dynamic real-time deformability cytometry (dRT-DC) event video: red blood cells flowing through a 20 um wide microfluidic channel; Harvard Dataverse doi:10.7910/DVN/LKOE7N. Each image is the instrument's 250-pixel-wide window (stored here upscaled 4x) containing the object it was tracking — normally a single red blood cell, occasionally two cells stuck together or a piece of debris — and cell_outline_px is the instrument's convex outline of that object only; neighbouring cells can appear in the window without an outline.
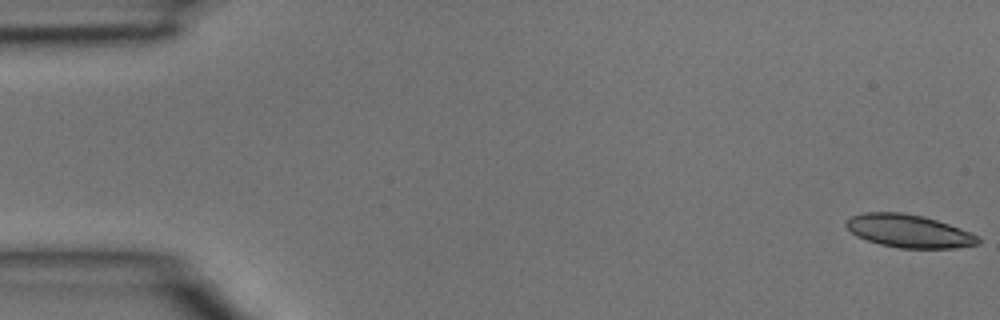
{"species": "common noctule bat (a hibernating species)", "species_latin": "Nyctalus noctula", "temperature_condition": "room temperature", "stored_images_in_passage": 2, "camera_frame_rate_fps": 3000, "um_per_image_px": 0.085, "animal": {"sex": "male", "body_mass_g": 15.6}, "frame": {"image": 1, "passage_image": 1, "time_ms": 0.0, "image_size_px": [1000, 320], "cell_outline_px": [[980, 244], [956, 248], [900, 248], [880, 244], [856, 236], [844, 224], [852, 216], [868, 212], [900, 212], [924, 216], [960, 228], [980, 236]], "centroid_in_image_um": [77.29, 19.64], "position_along_channel_um": 7.7, "area_um2": 25.26}}